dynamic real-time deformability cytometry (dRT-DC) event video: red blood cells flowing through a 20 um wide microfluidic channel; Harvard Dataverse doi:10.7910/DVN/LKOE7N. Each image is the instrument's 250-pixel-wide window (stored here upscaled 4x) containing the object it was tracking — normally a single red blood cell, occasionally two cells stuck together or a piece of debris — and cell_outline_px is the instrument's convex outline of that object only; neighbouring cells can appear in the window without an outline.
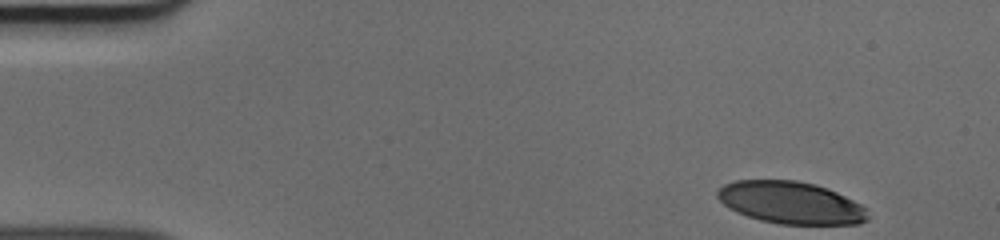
{"species": "human", "species_latin": "Homo sapiens", "temperature_condition": "cold", "stored_images_in_passage": 40, "camera_frame_rate_fps": 3000, "um_per_image_px": 0.085, "donor": {"sex": "male"}, "frame": {"image": 1, "passage_image": 1, "time_ms": 0.0, "image_size_px": [1000, 240], "cell_outline_px": [[868, 220], [860, 224], [780, 224], [760, 220], [736, 212], [728, 208], [716, 196], [716, 192], [724, 184], [736, 180], [796, 180], [816, 184], [828, 188], [868, 208]], "centroid_in_image_um": [67.23, 17.23], "position_along_channel_um": 17.8, "area_um2": 37.17}}
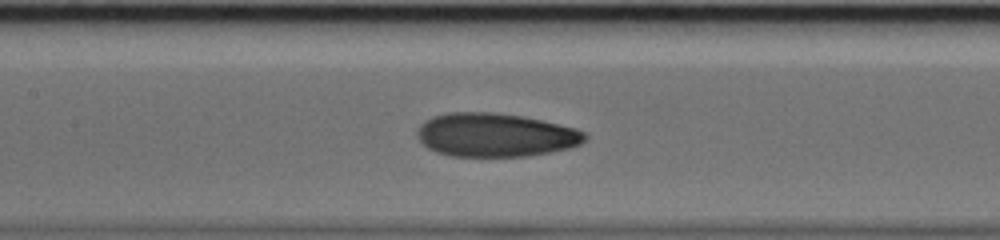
{"frame": {"image": 2, "passage_image": 20, "time_ms": 6.333, "image_size_px": [1000, 240], "cell_outline_px": [[588, 136], [580, 144], [568, 148], [528, 156], [452, 156], [436, 152], [428, 148], [420, 140], [416, 132], [420, 124], [432, 116], [452, 112], [492, 112], [520, 116], [540, 120], [576, 128], [584, 132]], "centroid_in_image_um": [42.08, 11.47], "position_along_channel_um": 165.3, "area_um2": 42.37}}
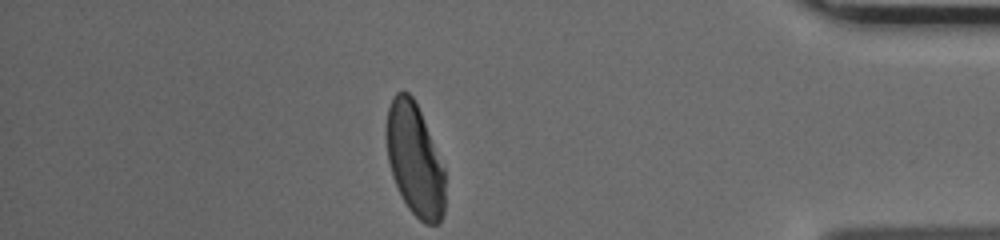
{"frame": {"image": 3, "passage_image": 40, "time_ms": 13.0, "image_size_px": [1000, 240], "cell_outline_px": [[444, 212], [440, 220], [436, 224], [424, 224], [408, 208], [392, 176], [388, 160], [384, 128], [388, 108], [396, 92], [408, 92], [412, 96], [420, 112], [444, 168]], "centroid_in_image_um": [35.22, 13.57], "position_along_channel_um": 400.0, "area_um2": 38.09}}